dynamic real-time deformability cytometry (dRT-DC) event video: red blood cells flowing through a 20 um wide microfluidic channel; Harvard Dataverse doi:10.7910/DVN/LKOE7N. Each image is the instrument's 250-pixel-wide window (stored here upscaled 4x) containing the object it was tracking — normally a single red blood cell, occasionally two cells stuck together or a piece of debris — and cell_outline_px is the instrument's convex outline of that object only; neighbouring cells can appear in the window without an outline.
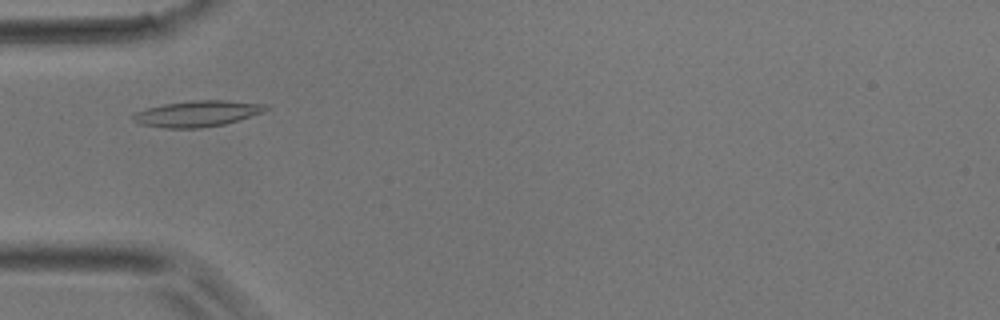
{"species": "common noctule bat (a hibernating species)", "species_latin": "Nyctalus noctula", "temperature_condition": "room temperature", "stored_images_in_passage": 5, "camera_frame_rate_fps": 3000, "um_per_image_px": 0.085, "animal": {"sex": "male", "body_mass_g": 17.9}, "frame": {"image": 1, "passage_image": 3, "time_ms": 0.667, "image_size_px": [1000, 320], "cell_outline_px": [[268, 108], [264, 112], [224, 124], [200, 128], [164, 128], [140, 124], [132, 120], [132, 116], [136, 112], [148, 108], [164, 104], [192, 100], [228, 100], [264, 104]], "centroid_in_image_um": [16.76, 9.66], "position_along_channel_um": 68.2, "area_um2": 20.0}}